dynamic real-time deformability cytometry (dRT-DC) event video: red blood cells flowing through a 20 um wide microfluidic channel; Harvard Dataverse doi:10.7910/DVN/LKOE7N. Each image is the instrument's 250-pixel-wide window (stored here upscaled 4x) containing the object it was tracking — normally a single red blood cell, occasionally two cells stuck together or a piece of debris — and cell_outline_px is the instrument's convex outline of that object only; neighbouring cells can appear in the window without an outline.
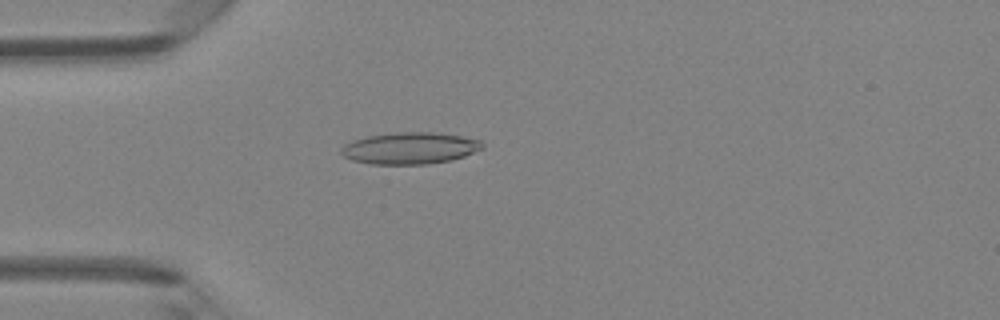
{"species": "Egyptian fruit bat (a non-hibernating species)", "species_latin": "Rousettus aegyptiacus", "temperature_condition": "room temperature", "stored_images_in_passage": 35, "camera_frame_rate_fps": 3000, "um_per_image_px": 0.085, "animal": {"sex": "female"}, "frame": {"image": 1, "passage_image": 1, "time_ms": 0.0, "image_size_px": [1000, 320], "cell_outline_px": [[484, 148], [464, 156], [452, 160], [428, 164], [372, 164], [352, 160], [344, 156], [340, 152], [340, 148], [344, 144], [352, 140], [368, 136], [396, 132], [440, 132], [480, 140], [484, 144]], "centroid_in_image_um": [34.85, 12.59], "position_along_channel_um": 50.2, "area_um2": 26.24}}
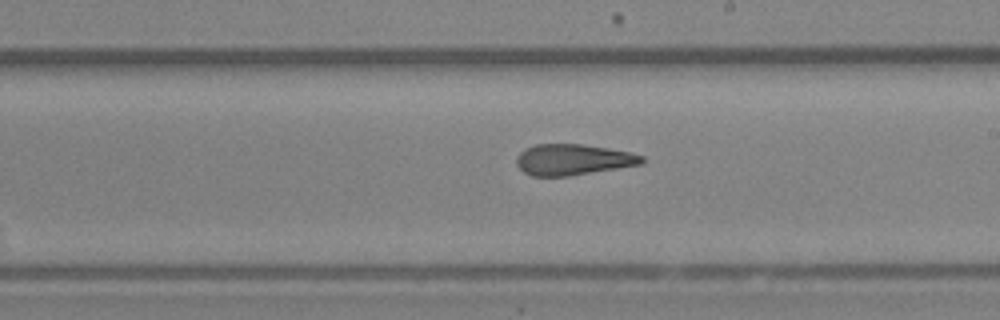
{"frame": {"image": 2, "passage_image": 15, "time_ms": 4.667, "image_size_px": [1000, 320], "cell_outline_px": [[644, 164], [568, 176], [532, 176], [524, 172], [516, 164], [516, 156], [524, 148], [536, 144], [580, 144], [608, 148], [628, 152], [644, 156]], "centroid_in_image_um": [48.69, 13.57], "position_along_channel_um": 240.3, "area_um2": 22.66}}
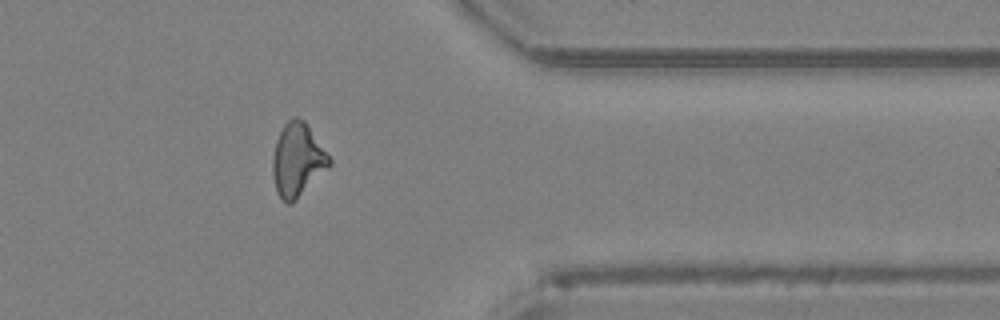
{"frame": {"image": 3, "passage_image": 26, "time_ms": 8.333, "image_size_px": [1000, 320], "cell_outline_px": [[332, 164], [292, 204], [288, 204], [276, 192], [272, 172], [272, 156], [276, 140], [284, 124], [292, 116], [296, 116], [304, 120], [332, 160]], "centroid_in_image_um": [25.27, 13.59], "position_along_channel_um": 386.1, "area_um2": 24.16}, "authors_computed_cell_mechanics": {"area_um2": 23.409, "velocity_mm_per_s": 4.3302, "shape_relaxation_time_tau1_ms": null, "shape_relaxation_time_tau2_ms": 2.8046, "deformation_change_tau1": null, "deformation_change_tau2": 0.1275}}